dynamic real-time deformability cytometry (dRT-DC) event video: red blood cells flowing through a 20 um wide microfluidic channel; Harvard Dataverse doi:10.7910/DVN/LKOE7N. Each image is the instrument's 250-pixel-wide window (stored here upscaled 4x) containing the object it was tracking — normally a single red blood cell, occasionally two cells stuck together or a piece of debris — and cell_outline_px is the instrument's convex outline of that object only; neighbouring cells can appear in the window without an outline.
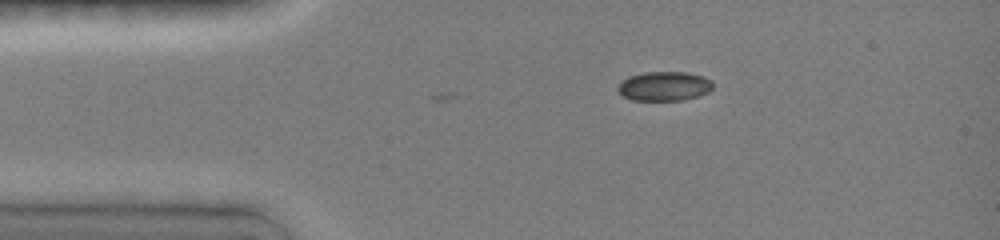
{"species": "common noctule bat (a hibernating species)", "species_latin": "Nyctalus noctula", "temperature_condition": "room temperature", "stored_images_in_passage": 43, "camera_frame_rate_fps": 3000, "um_per_image_px": 0.085, "animal": {"sex": "female", "body_mass_g": 19.0, "forearm_length_mm": 51.5}, "frame": {"image": 1, "passage_image": 1, "time_ms": 0.0, "image_size_px": [1000, 240], "cell_outline_px": [[712, 88], [708, 92], [696, 96], [680, 100], [632, 100], [624, 96], [616, 88], [628, 76], [644, 72], [684, 72], [704, 76], [712, 80]], "centroid_in_image_um": [56.47, 7.31], "position_along_channel_um": 28.5, "area_um2": 16.07}}
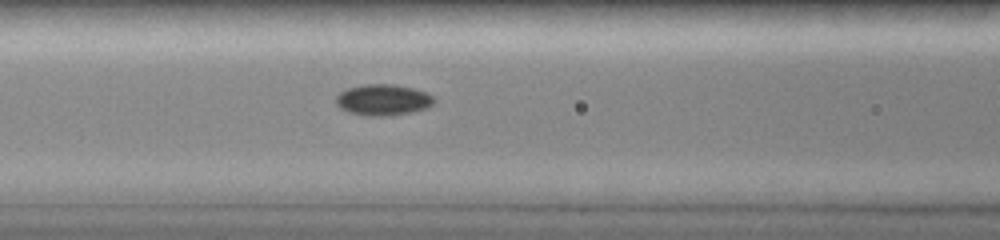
{"frame": {"image": 2, "passage_image": 20, "time_ms": 3.667, "image_size_px": [1000, 240], "cell_outline_px": [[436, 100], [428, 108], [412, 112], [388, 116], [368, 116], [348, 112], [340, 108], [336, 104], [336, 96], [340, 92], [348, 88], [368, 84], [392, 84], [412, 88], [424, 92], [432, 96]], "centroid_in_image_um": [32.55, 8.5], "position_along_channel_um": 134.0, "area_um2": 17.74}}
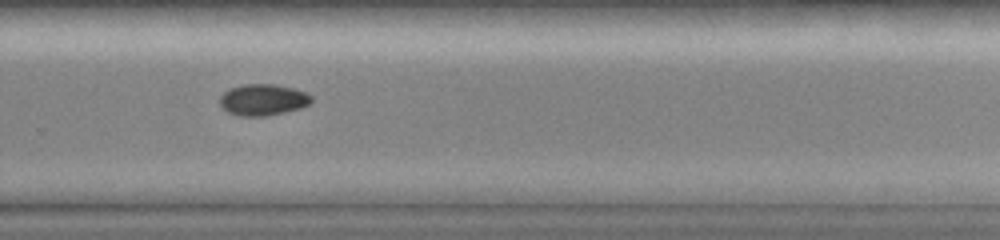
{"frame": {"image": 3, "passage_image": 42, "time_ms": 8.0, "image_size_px": [1000, 240], "cell_outline_px": [[312, 100], [308, 104], [300, 108], [284, 112], [264, 116], [240, 116], [228, 112], [220, 104], [220, 96], [224, 92], [232, 88], [244, 84], [272, 84], [292, 88], [304, 92], [312, 96]], "centroid_in_image_um": [22.34, 8.48], "position_along_channel_um": 307.5, "area_um2": 16.47}}